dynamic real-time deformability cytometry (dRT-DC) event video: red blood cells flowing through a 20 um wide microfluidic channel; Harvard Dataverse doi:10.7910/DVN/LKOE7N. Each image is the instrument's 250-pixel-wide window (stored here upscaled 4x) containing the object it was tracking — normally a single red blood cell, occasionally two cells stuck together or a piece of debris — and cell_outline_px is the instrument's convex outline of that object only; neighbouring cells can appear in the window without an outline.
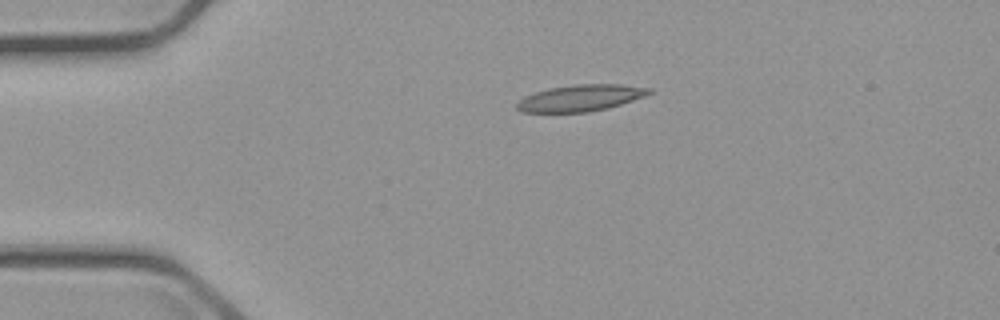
{"species": "common noctule bat (a hibernating species)", "species_latin": "Nyctalus noctula", "temperature_condition": "cold", "stored_images_in_passage": 3, "camera_frame_rate_fps": 3000, "um_per_image_px": 0.085, "animal": {"sex": "male", "body_mass_g": 23.1, "forearm_length_mm": 52.7}, "frame": {"image": 1, "passage_image": 1, "time_ms": 0.0, "image_size_px": [1000, 320], "cell_outline_px": [[652, 92], [644, 96], [608, 108], [588, 112], [524, 112], [516, 108], [516, 104], [524, 96], [548, 88], [576, 84], [620, 84], [652, 88]], "centroid_in_image_um": [49.35, 8.32], "position_along_channel_um": 35.7, "area_um2": 20.29}}
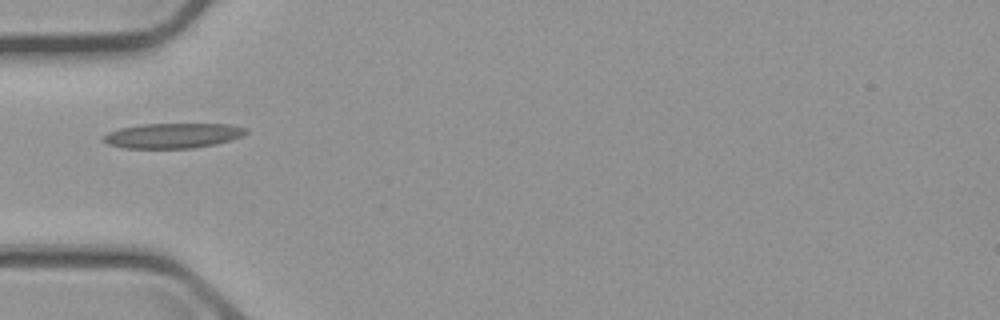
{"frame": {"image": 2, "passage_image": 3, "time_ms": 2.0, "image_size_px": [1000, 320], "cell_outline_px": [[248, 132], [240, 136], [216, 144], [192, 148], [124, 148], [108, 144], [100, 140], [100, 136], [108, 132], [120, 128], [144, 124], [228, 124], [248, 128]], "centroid_in_image_um": [14.63, 11.53], "position_along_channel_um": 70.4, "area_um2": 20.81}}